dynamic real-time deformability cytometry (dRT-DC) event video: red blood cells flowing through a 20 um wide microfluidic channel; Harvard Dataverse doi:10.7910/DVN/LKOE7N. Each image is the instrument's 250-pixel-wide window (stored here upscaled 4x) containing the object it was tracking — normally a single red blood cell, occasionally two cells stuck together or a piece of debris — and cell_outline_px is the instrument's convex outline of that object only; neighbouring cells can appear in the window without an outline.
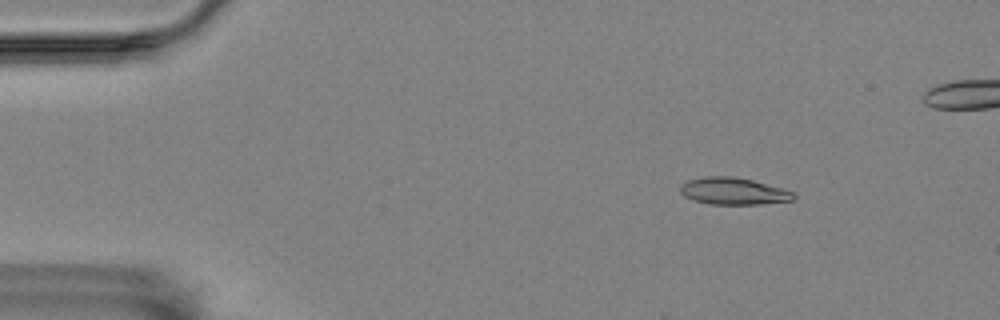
{"species": "Egyptian fruit bat (a non-hibernating species)", "species_latin": "Rousettus aegyptiacus", "temperature_condition": "room temperature", "stored_images_in_passage": 5, "camera_frame_rate_fps": 3000, "um_per_image_px": 0.085, "animal": {"sex": "female"}, "frame": {"image": 1, "passage_image": 2, "time_ms": 0.333, "image_size_px": [1000, 320], "cell_outline_px": [[796, 200], [760, 204], [708, 204], [692, 200], [684, 196], [680, 192], [680, 184], [688, 180], [704, 176], [732, 176], [752, 180], [784, 188], [792, 192], [796, 196]], "centroid_in_image_um": [62.33, 16.25], "position_along_channel_um": 22.7, "area_um2": 18.03}}